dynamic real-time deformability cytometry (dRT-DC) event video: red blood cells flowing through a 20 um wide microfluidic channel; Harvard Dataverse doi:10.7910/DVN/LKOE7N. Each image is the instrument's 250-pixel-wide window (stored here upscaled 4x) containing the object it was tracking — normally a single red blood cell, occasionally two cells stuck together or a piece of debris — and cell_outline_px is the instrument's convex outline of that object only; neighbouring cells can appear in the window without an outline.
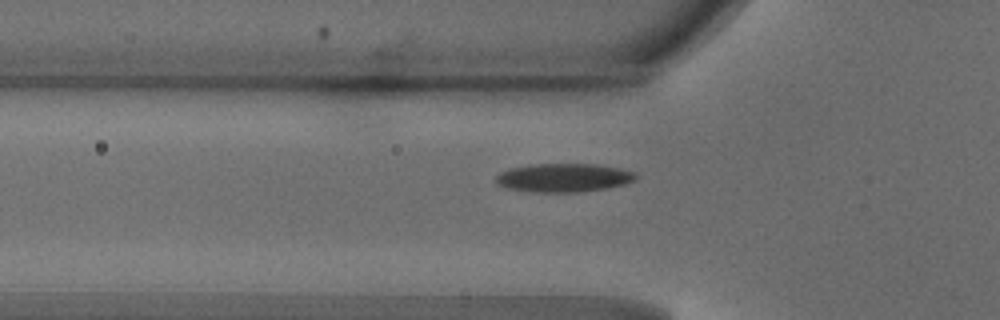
{"species": "common noctule bat (a hibernating species)", "species_latin": "Nyctalus noctula", "temperature_condition": "warm", "stored_images_in_passage": 32, "camera_frame_rate_fps": 3000, "um_per_image_px": 0.085, "animal": {"sex": "male", "body_mass_g": 18.8}, "frame": {"image": 1, "passage_image": 3, "time_ms": 0.667, "image_size_px": [1000, 320], "cell_outline_px": [[640, 176], [636, 180], [628, 184], [608, 188], [576, 192], [528, 192], [508, 188], [496, 184], [496, 176], [500, 172], [508, 168], [532, 164], [600, 164], [620, 168], [636, 172]], "centroid_in_image_um": [47.96, 15.1], "position_along_channel_um": 77.8, "area_um2": 23.76}}
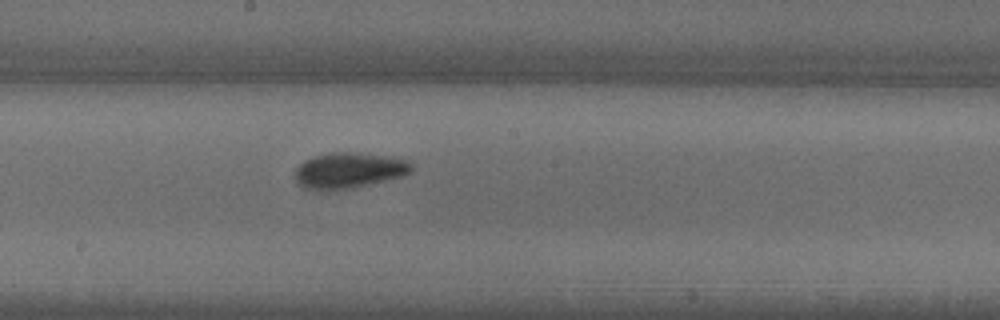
{"frame": {"image": 2, "passage_image": 13, "time_ms": 4.0, "image_size_px": [1000, 320], "cell_outline_px": [[412, 172], [400, 176], [352, 188], [320, 192], [304, 188], [296, 180], [296, 168], [304, 160], [316, 156], [332, 152], [348, 152], [392, 156], [408, 160], [412, 164]], "centroid_in_image_um": [29.64, 14.49], "position_along_channel_um": 218.6, "area_um2": 24.28}}
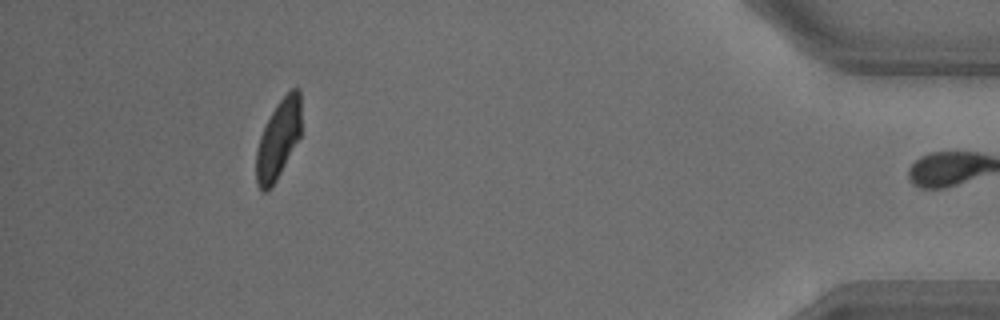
{"frame": {"image": 3, "passage_image": 31, "time_ms": 10.0, "image_size_px": [1000, 320], "cell_outline_px": [[300, 136], [276, 180], [268, 192], [264, 192], [256, 184], [256, 152], [260, 136], [276, 104], [292, 88], [300, 88]], "centroid_in_image_um": [23.64, 11.86], "position_along_channel_um": 411.6, "area_um2": 20.35}, "authors_computed_cell_mechanics": {"area_um2": 22.6287, "velocity_mm_per_s": 4.1867, "shape_relaxation_time_tau1_ms": 2.7327, "shape_relaxation_time_tau2_ms": 1.6969, "deformation_change_tau1": 0.137, "deformation_change_tau2": 0.068}}